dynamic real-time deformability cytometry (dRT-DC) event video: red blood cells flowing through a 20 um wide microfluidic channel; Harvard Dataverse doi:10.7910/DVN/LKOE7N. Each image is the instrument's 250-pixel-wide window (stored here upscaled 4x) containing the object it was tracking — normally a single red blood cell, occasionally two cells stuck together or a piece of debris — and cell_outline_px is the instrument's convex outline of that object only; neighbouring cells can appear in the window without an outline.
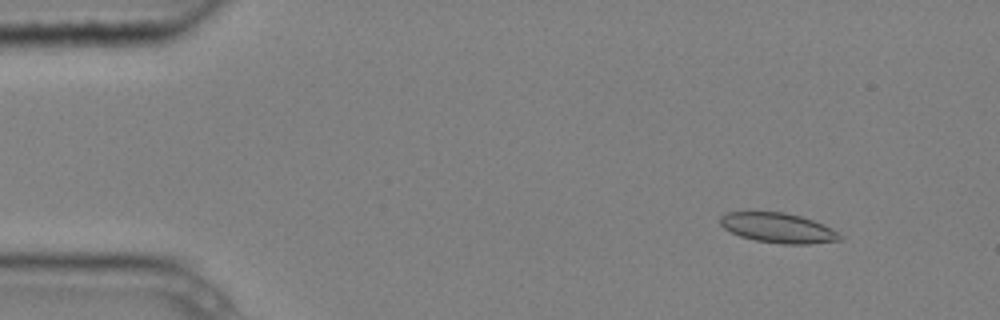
{"species": "common noctule bat (a hibernating species)", "species_latin": "Nyctalus noctula", "temperature_condition": "cold", "stored_images_in_passage": 5, "camera_frame_rate_fps": 3000, "um_per_image_px": 0.085, "animal": {"sex": "male", "body_mass_g": 20.4}, "frame": {"image": 1, "passage_image": 2, "time_ms": 0.333, "image_size_px": [1000, 320], "cell_outline_px": [[844, 240], [812, 244], [784, 244], [756, 240], [740, 236], [724, 228], [720, 224], [720, 216], [728, 212], [784, 212], [800, 216], [824, 224], [844, 236]], "centroid_in_image_um": [66.19, 19.38], "position_along_channel_um": 18.8, "area_um2": 20.87}}
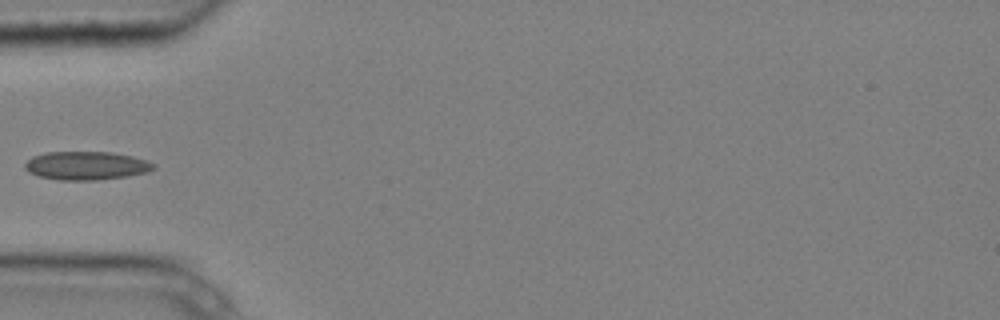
{"frame": {"image": 2, "passage_image": 5, "time_ms": 1.333, "image_size_px": [1000, 320], "cell_outline_px": [[156, 168], [148, 172], [124, 176], [96, 180], [60, 180], [40, 176], [28, 172], [24, 168], [24, 164], [32, 156], [48, 152], [112, 152], [132, 156], [148, 160], [156, 164]], "centroid_in_image_um": [7.35, 14.07], "position_along_channel_um": 77.6, "area_um2": 21.33}}